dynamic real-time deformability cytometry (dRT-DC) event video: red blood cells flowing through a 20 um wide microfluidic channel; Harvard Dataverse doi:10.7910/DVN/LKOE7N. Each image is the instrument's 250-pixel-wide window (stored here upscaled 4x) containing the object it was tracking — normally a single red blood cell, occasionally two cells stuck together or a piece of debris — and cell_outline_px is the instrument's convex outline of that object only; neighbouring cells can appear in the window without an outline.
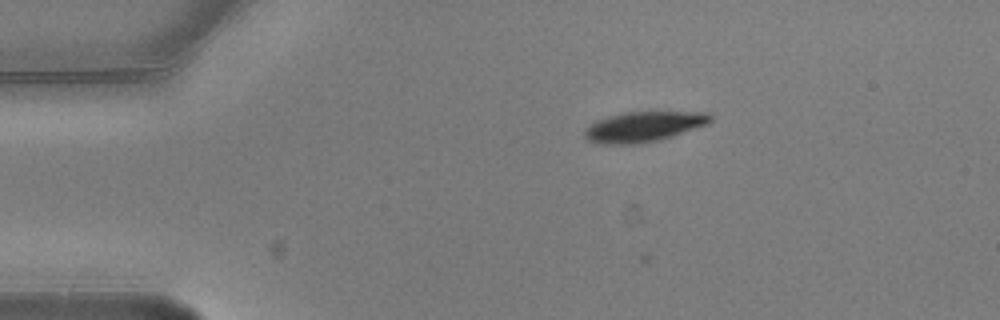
{"species": "common noctule bat (a hibernating species)", "species_latin": "Nyctalus noctula", "temperature_condition": "warm", "stored_images_in_passage": 6, "camera_frame_rate_fps": 3000, "um_per_image_px": 0.085, "animal": {"sex": "male", "body_mass_g": 20.5, "forearm_length_mm": 52.5}, "frame": {"image": 1, "passage_image": 4, "time_ms": 1.0, "image_size_px": [1000, 320], "cell_outline_px": [[712, 120], [708, 124], [660, 140], [636, 144], [600, 144], [588, 140], [584, 136], [584, 132], [596, 120], [608, 116], [624, 112], [708, 112], [712, 116]], "centroid_in_image_um": [54.72, 10.77], "position_along_channel_um": 30.3, "area_um2": 22.08}}
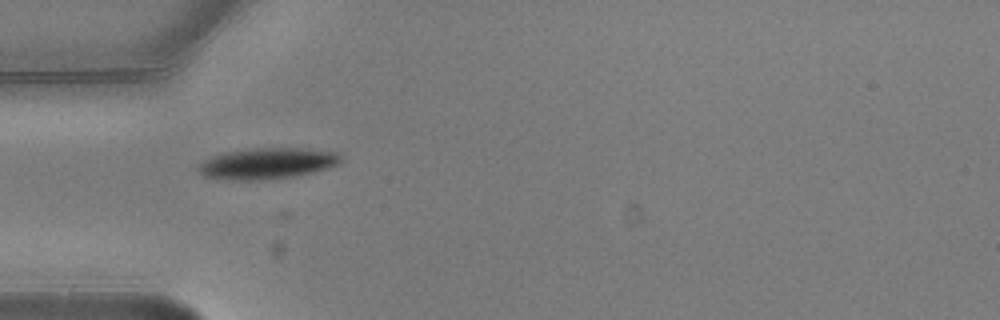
{"frame": {"image": 2, "passage_image": 6, "time_ms": 1.667, "image_size_px": [1000, 320], "cell_outline_px": [[344, 160], [340, 164], [312, 172], [292, 176], [256, 180], [240, 180], [204, 176], [196, 168], [196, 164], [212, 156], [224, 152], [256, 148], [308, 148], [336, 152], [344, 156]], "centroid_in_image_um": [22.75, 13.87], "position_along_channel_um": 62.3, "area_um2": 25.78}}